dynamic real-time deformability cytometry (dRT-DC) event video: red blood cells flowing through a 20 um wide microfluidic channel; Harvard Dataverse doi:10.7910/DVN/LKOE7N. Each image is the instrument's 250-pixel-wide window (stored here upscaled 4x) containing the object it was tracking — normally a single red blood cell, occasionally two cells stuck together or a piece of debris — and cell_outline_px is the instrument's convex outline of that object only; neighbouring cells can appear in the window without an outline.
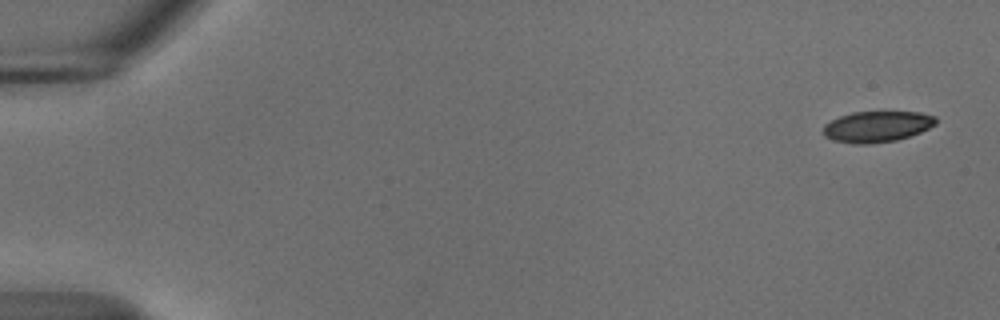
{"species": "common noctule bat (a hibernating species)", "species_latin": "Nyctalus noctula", "temperature_condition": "cold", "stored_images_in_passage": 17, "camera_frame_rate_fps": 3000, "um_per_image_px": 0.085, "animal": {"sex": "male", "body_mass_g": 18.8}, "frame": {"image": 1, "passage_image": 1, "time_ms": 0.0, "image_size_px": [1000, 320], "cell_outline_px": [[936, 124], [920, 132], [896, 140], [868, 144], [852, 144], [832, 140], [824, 136], [824, 124], [840, 116], [852, 112], [920, 112], [936, 116]], "centroid_in_image_um": [74.53, 10.76], "position_along_channel_um": 10.5, "area_um2": 20.29}}
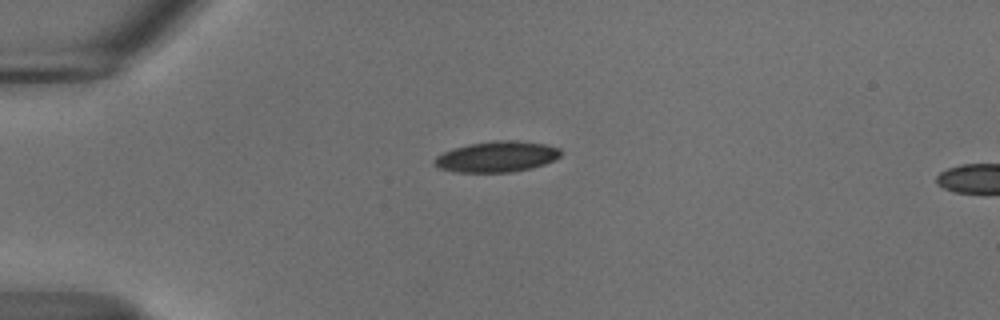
{"frame": {"image": 2, "passage_image": 13, "time_ms": 4.0, "image_size_px": [1000, 320], "cell_outline_px": [[560, 156], [544, 164], [532, 168], [512, 172], [456, 172], [440, 168], [432, 164], [432, 160], [436, 156], [444, 152], [468, 144], [496, 140], [516, 140], [544, 144], [560, 148]], "centroid_in_image_um": [42.2, 13.32], "position_along_channel_um": 42.8, "area_um2": 22.6}}